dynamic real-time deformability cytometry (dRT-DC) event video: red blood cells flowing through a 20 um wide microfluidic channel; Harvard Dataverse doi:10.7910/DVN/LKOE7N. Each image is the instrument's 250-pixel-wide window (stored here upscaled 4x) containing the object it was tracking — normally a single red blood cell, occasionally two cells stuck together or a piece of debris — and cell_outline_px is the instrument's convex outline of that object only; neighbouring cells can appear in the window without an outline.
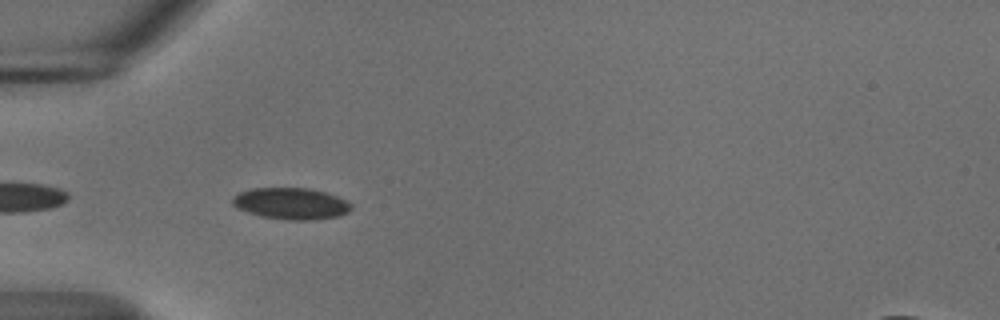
{"species": "common noctule bat (a hibernating species)", "species_latin": "Nyctalus noctula", "temperature_condition": "cold", "stored_images_in_passage": 41, "camera_frame_rate_fps": 3000, "um_per_image_px": 0.085, "animal": {"sex": "male", "body_mass_g": 18.8}, "frame": {"image": 1, "passage_image": 3, "time_ms": 0.667, "image_size_px": [1000, 320], "cell_outline_px": [[352, 208], [348, 212], [340, 216], [312, 220], [288, 220], [260, 216], [236, 208], [232, 204], [232, 196], [240, 192], [252, 188], [308, 188], [324, 192], [336, 196], [352, 204]], "centroid_in_image_um": [24.72, 17.31], "position_along_channel_um": 60.3, "area_um2": 21.85}}
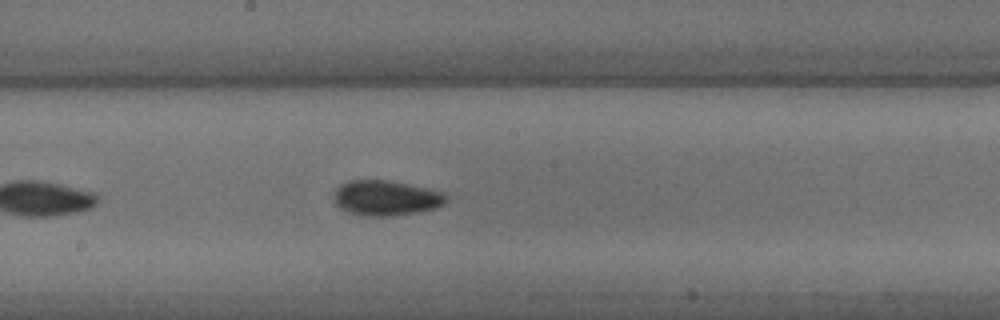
{"frame": {"image": 2, "passage_image": 16, "time_ms": 5.0, "image_size_px": [1000, 320], "cell_outline_px": [[448, 200], [444, 204], [436, 208], [420, 212], [388, 216], [368, 216], [348, 212], [340, 208], [336, 204], [336, 188], [340, 184], [348, 180], [388, 180], [432, 188], [444, 192], [448, 196]], "centroid_in_image_um": [32.88, 16.82], "position_along_channel_um": 215.3, "area_um2": 23.24}}
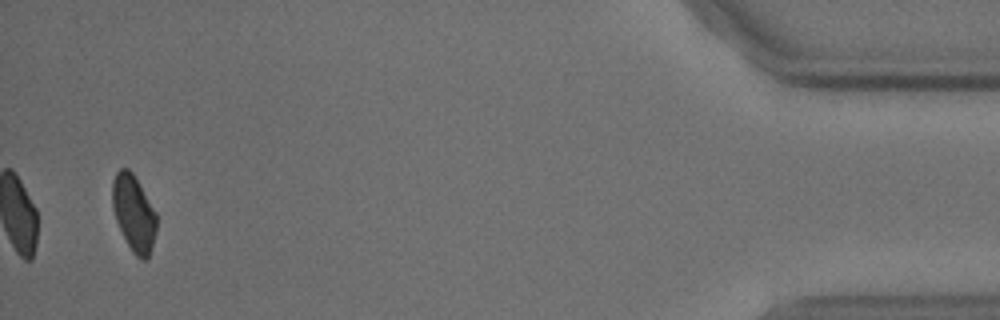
{"frame": {"image": 3, "passage_image": 39, "time_ms": 12.667, "image_size_px": [1000, 320], "cell_outline_px": [[156, 232], [152, 248], [148, 260], [140, 260], [132, 252], [116, 220], [112, 208], [112, 180], [116, 172], [120, 168], [128, 168], [132, 172], [140, 184], [156, 212]], "centroid_in_image_um": [11.37, 18.12], "position_along_channel_um": 423.8, "area_um2": 19.77}, "authors_computed_cell_mechanics": {"area_um2": 21.6172, "velocity_mm_per_s": 3.6849, "shape_relaxation_time_tau1_ms": 5.9939, "shape_relaxation_time_tau2_ms": 2.938, "deformation_change_tau1": 0.0694, "deformation_change_tau2": 0.067}}